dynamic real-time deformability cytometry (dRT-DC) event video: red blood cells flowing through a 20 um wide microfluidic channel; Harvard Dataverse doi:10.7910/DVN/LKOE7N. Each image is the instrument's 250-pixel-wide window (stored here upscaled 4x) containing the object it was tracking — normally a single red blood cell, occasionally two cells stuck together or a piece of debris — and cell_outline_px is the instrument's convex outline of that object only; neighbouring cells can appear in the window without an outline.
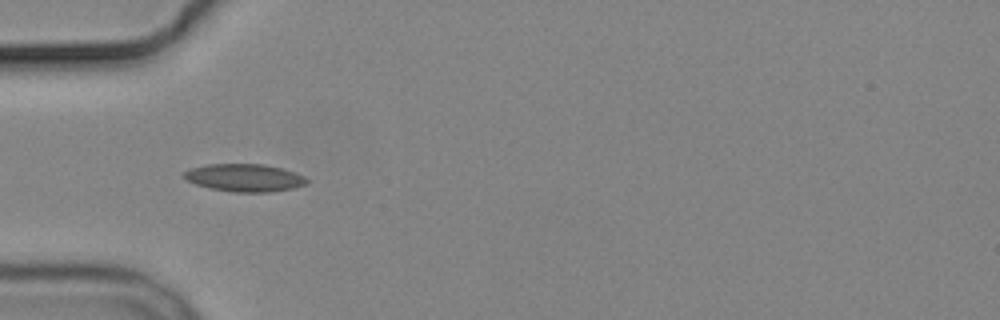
{"species": "common noctule bat (a hibernating species)", "species_latin": "Nyctalus noctula", "temperature_condition": "cold", "stored_images_in_passage": 5, "camera_frame_rate_fps": 3000, "um_per_image_px": 0.085, "animal": {"sex": "male", "body_mass_g": 19.2, "forearm_length_mm": 51.8}, "frame": {"image": 1, "passage_image": 4, "time_ms": 4.333, "image_size_px": [1000, 320], "cell_outline_px": [[308, 180], [304, 184], [292, 188], [268, 192], [232, 192], [208, 188], [196, 184], [188, 180], [184, 176], [184, 172], [192, 168], [208, 164], [264, 164], [280, 168], [304, 176]], "centroid_in_image_um": [20.76, 15.11], "position_along_channel_um": 64.2, "area_um2": 19.48}}
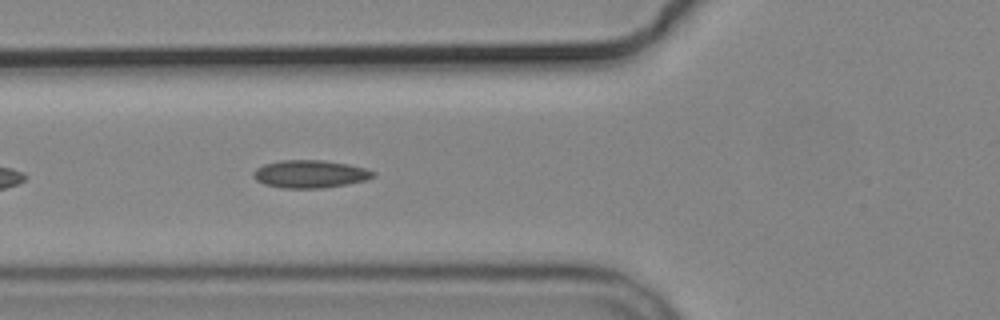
{"frame": {"image": 2, "passage_image": 5, "time_ms": 5.333, "image_size_px": [1000, 320], "cell_outline_px": [[376, 176], [364, 180], [348, 184], [320, 188], [284, 188], [264, 184], [256, 180], [252, 176], [252, 172], [256, 168], [264, 164], [280, 160], [324, 160], [348, 164], [364, 168], [376, 172]], "centroid_in_image_um": [26.34, 14.78], "position_along_channel_um": 99.5, "area_um2": 19.42}}